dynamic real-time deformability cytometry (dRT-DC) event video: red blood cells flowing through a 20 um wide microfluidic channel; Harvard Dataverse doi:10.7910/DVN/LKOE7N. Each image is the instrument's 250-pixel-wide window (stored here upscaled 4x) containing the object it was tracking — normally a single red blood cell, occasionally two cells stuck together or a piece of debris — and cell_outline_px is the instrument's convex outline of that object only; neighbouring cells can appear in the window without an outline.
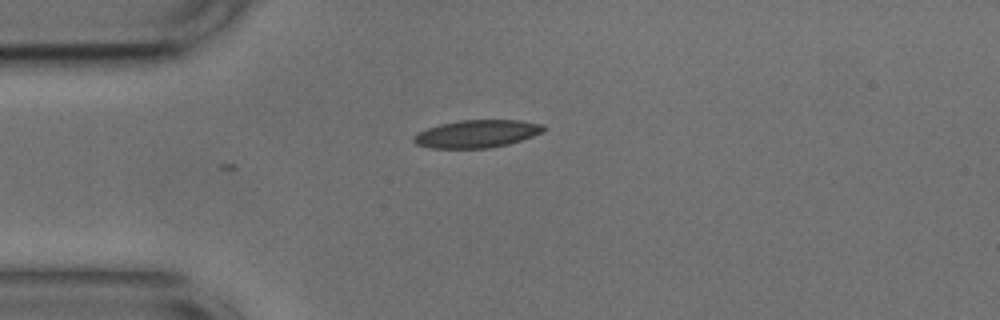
{"species": "common noctule bat (a hibernating species)", "species_latin": "Nyctalus noctula", "temperature_condition": "cold", "stored_images_in_passage": 11, "camera_frame_rate_fps": 3000, "um_per_image_px": 0.085, "animal": {"sex": "male", "body_mass_g": 17.9, "forearm_length_mm": 54.2}, "frame": {"image": 1, "passage_image": 1, "time_ms": 0.0, "image_size_px": [1000, 320], "cell_outline_px": [[548, 128], [544, 132], [508, 144], [488, 148], [432, 148], [416, 144], [412, 140], [412, 136], [428, 128], [440, 124], [460, 120], [520, 120], [544, 124]], "centroid_in_image_um": [40.57, 11.36], "position_along_channel_um": 44.4, "area_um2": 20.98}}